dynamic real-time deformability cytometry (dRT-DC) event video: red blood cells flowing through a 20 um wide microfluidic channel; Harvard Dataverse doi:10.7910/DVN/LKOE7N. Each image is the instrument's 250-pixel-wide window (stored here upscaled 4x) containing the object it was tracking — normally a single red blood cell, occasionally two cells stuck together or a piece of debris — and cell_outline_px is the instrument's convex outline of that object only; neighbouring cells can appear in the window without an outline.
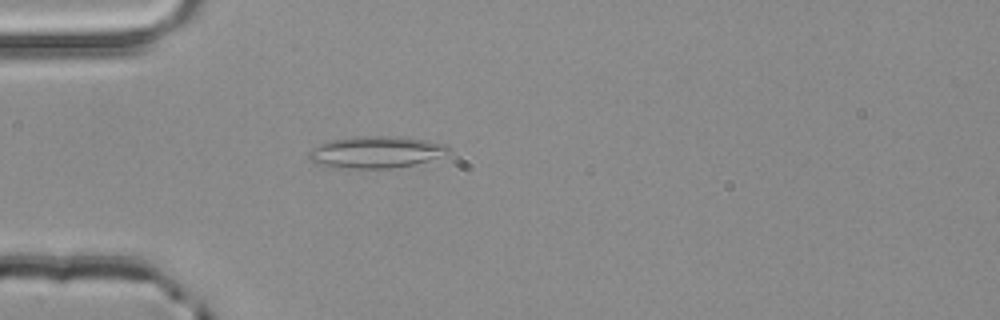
{"species": "common noctule bat (a hibernating species)", "species_latin": "Nyctalus noctula", "temperature_condition": "room temperature", "stored_images_in_passage": 1, "camera_frame_rate_fps": 3000, "um_per_image_px": 0.085, "animal": {"sex": "male", "body_mass_g": 20.4}, "frame": {"image": 1, "passage_image": 1, "time_ms": 0.0, "image_size_px": [1000, 320], "cell_outline_px": [[452, 152], [428, 160], [412, 164], [392, 168], [344, 168], [320, 164], [308, 160], [308, 152], [312, 148], [328, 140], [356, 136], [400, 136], [428, 140], [448, 144]], "centroid_in_image_um": [31.97, 12.91], "position_along_channel_um": 53.0, "area_um2": 26.01}}